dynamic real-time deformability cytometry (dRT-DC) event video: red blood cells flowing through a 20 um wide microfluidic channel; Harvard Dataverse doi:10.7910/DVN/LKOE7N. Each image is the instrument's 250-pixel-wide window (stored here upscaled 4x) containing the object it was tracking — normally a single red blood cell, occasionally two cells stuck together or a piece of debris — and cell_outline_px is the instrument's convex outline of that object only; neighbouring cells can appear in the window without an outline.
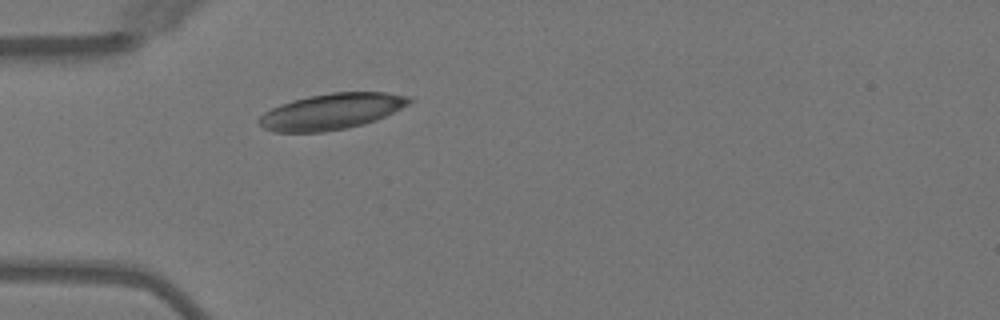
{"species": "Egyptian fruit bat (a non-hibernating species)", "species_latin": "Rousettus aegyptiacus", "temperature_condition": "warm", "stored_images_in_passage": 1, "camera_frame_rate_fps": 3000, "um_per_image_px": 0.085, "animal": {"sex": "female"}, "frame": {"image": 1, "passage_image": 1, "time_ms": 0.0, "image_size_px": [1000, 320], "cell_outline_px": [[412, 100], [408, 104], [376, 120], [348, 128], [324, 132], [276, 132], [264, 128], [260, 124], [260, 116], [264, 112], [280, 104], [292, 100], [308, 96], [332, 92], [384, 92], [412, 96]], "centroid_in_image_um": [28.18, 9.47], "position_along_channel_um": 56.8, "area_um2": 31.33}}